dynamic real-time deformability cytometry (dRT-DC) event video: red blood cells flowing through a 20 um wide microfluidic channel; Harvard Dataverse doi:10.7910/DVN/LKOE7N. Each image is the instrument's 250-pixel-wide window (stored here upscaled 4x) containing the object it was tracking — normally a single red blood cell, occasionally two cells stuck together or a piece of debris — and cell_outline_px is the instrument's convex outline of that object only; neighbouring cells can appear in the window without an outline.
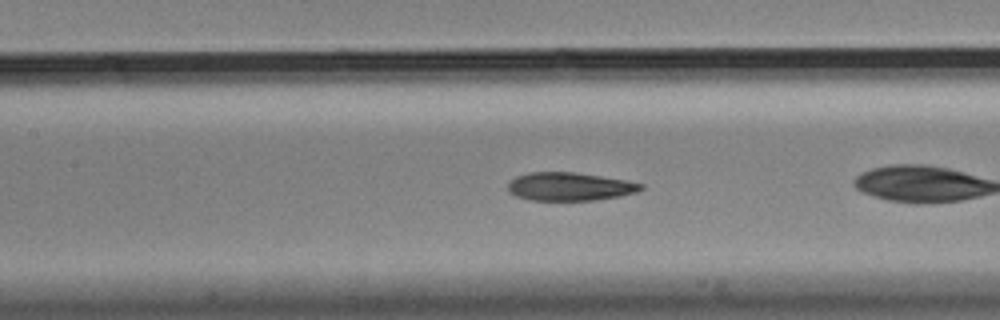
{"species": "Egyptian fruit bat (a non-hibernating species)", "species_latin": "Rousettus aegyptiacus", "temperature_condition": "cold", "stored_images_in_passage": 28, "camera_frame_rate_fps": 3000, "um_per_image_px": 0.085, "animal": {"sex": "male"}, "frame": {"image": 1, "passage_image": 9, "time_ms": 2.667, "image_size_px": [1000, 320], "cell_outline_px": [[644, 188], [636, 192], [620, 196], [592, 200], [528, 200], [516, 196], [508, 192], [508, 184], [516, 176], [528, 172], [576, 172], [624, 180], [644, 184]], "centroid_in_image_um": [48.39, 15.85], "position_along_channel_um": 159.0, "area_um2": 21.85}}
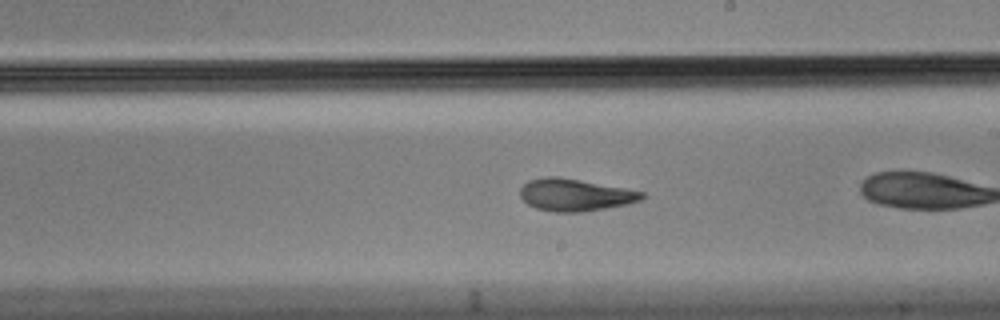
{"frame": {"image": 2, "passage_image": 16, "time_ms": 5.0, "image_size_px": [1000, 320], "cell_outline_px": [[648, 196], [640, 200], [628, 204], [580, 212], [556, 212], [536, 208], [528, 204], [520, 196], [520, 188], [528, 180], [548, 176], [556, 176], [644, 192]], "centroid_in_image_um": [48.87, 16.57], "position_along_channel_um": 240.1, "area_um2": 22.54}}